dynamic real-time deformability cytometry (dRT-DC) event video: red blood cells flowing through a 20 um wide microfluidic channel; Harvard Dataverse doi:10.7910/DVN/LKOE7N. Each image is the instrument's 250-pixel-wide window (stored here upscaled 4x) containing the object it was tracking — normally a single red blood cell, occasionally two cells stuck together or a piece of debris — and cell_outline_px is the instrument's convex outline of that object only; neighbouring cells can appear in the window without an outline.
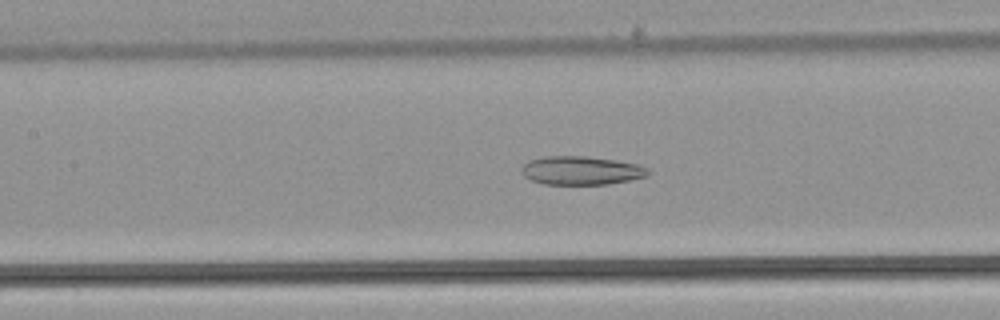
{"species": "common noctule bat (a hibernating species)", "species_latin": "Nyctalus noctula", "temperature_condition": "warm", "stored_images_in_passage": 51, "camera_frame_rate_fps": 3000, "um_per_image_px": 0.085, "animal": {"sex": "male", "body_mass_g": 21.5, "forearm_length_mm": 52.0}, "frame": {"image": 1, "passage_image": 23, "time_ms": 7.333, "image_size_px": [1000, 320], "cell_outline_px": [[652, 172], [648, 176], [608, 184], [544, 184], [532, 180], [524, 176], [520, 172], [520, 168], [528, 160], [544, 156], [584, 156], [612, 160], [636, 164], [648, 168]], "centroid_in_image_um": [49.37, 14.49], "position_along_channel_um": 158.0, "area_um2": 21.04}}
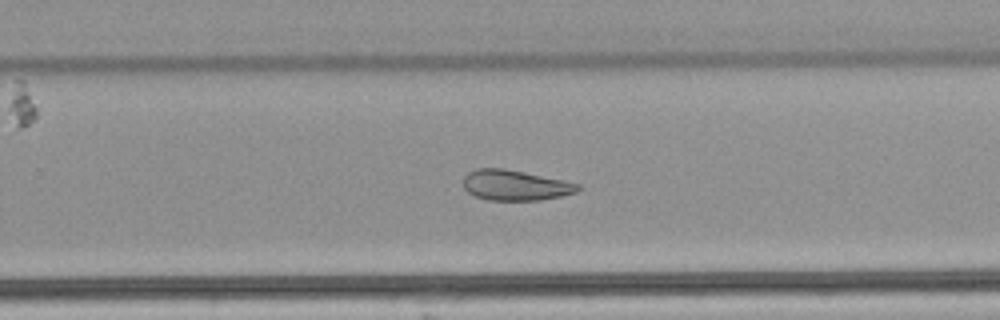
{"frame": {"image": 2, "passage_image": 33, "time_ms": 10.667, "image_size_px": [1000, 320], "cell_outline_px": [[580, 188], [576, 192], [560, 196], [540, 200], [488, 200], [476, 196], [468, 192], [464, 188], [464, 176], [468, 172], [476, 168], [504, 168], [564, 180], [580, 184]], "centroid_in_image_um": [43.78, 15.74], "position_along_channel_um": 286.0, "area_um2": 20.23}}
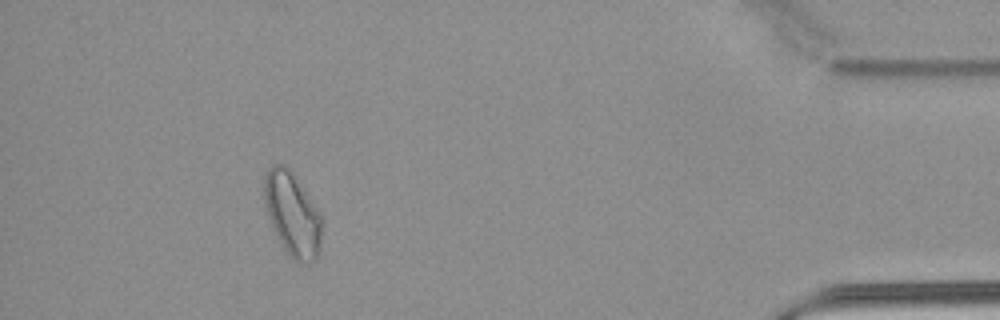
{"frame": {"image": 3, "passage_image": 47, "time_ms": 15.333, "image_size_px": [1000, 320], "cell_outline_px": [[324, 224], [320, 244], [316, 256], [308, 264], [296, 264], [292, 260], [284, 248], [272, 228], [264, 204], [264, 176], [268, 168], [272, 164], [284, 164], [288, 168], [308, 196], [324, 220]], "centroid_in_image_um": [24.84, 18.25], "position_along_channel_um": 410.4, "area_um2": 28.15}, "authors_computed_cell_mechanics": {"area_um2": 26.01, "velocity_mm_per_s": 3.8619, "shape_relaxation_time_tau1_ms": null, "shape_relaxation_time_tau2_ms": 5.7561, "deformation_change_tau1": null, "deformation_change_tau2": 0.1385}}